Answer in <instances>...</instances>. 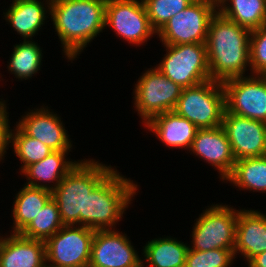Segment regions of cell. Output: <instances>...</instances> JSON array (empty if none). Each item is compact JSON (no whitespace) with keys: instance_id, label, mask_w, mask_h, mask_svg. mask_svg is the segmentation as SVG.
I'll return each instance as SVG.
<instances>
[{"instance_id":"obj_1","label":"cell","mask_w":266,"mask_h":267,"mask_svg":"<svg viewBox=\"0 0 266 267\" xmlns=\"http://www.w3.org/2000/svg\"><path fill=\"white\" fill-rule=\"evenodd\" d=\"M64 55L74 60L105 29L107 0H46Z\"/></svg>"},{"instance_id":"obj_2","label":"cell","mask_w":266,"mask_h":267,"mask_svg":"<svg viewBox=\"0 0 266 267\" xmlns=\"http://www.w3.org/2000/svg\"><path fill=\"white\" fill-rule=\"evenodd\" d=\"M251 31L217 11L211 18L206 41L210 78L224 80L244 76L250 66ZM249 64V65H248Z\"/></svg>"},{"instance_id":"obj_3","label":"cell","mask_w":266,"mask_h":267,"mask_svg":"<svg viewBox=\"0 0 266 267\" xmlns=\"http://www.w3.org/2000/svg\"><path fill=\"white\" fill-rule=\"evenodd\" d=\"M138 185L113 169L87 195L85 214H80V226L93 230H107L115 227L131 204Z\"/></svg>"},{"instance_id":"obj_4","label":"cell","mask_w":266,"mask_h":267,"mask_svg":"<svg viewBox=\"0 0 266 267\" xmlns=\"http://www.w3.org/2000/svg\"><path fill=\"white\" fill-rule=\"evenodd\" d=\"M91 160H81L52 190L64 225H80V214H85L86 197L113 170L112 166Z\"/></svg>"},{"instance_id":"obj_5","label":"cell","mask_w":266,"mask_h":267,"mask_svg":"<svg viewBox=\"0 0 266 267\" xmlns=\"http://www.w3.org/2000/svg\"><path fill=\"white\" fill-rule=\"evenodd\" d=\"M174 111L198 129L221 126L225 111L222 82L211 79L193 87L183 88Z\"/></svg>"},{"instance_id":"obj_6","label":"cell","mask_w":266,"mask_h":267,"mask_svg":"<svg viewBox=\"0 0 266 267\" xmlns=\"http://www.w3.org/2000/svg\"><path fill=\"white\" fill-rule=\"evenodd\" d=\"M164 47L166 55L156 67L169 80L183 88L211 80L206 43L164 45Z\"/></svg>"},{"instance_id":"obj_7","label":"cell","mask_w":266,"mask_h":267,"mask_svg":"<svg viewBox=\"0 0 266 267\" xmlns=\"http://www.w3.org/2000/svg\"><path fill=\"white\" fill-rule=\"evenodd\" d=\"M217 4L209 0H194L178 12L157 32L164 45L206 43L208 28Z\"/></svg>"},{"instance_id":"obj_8","label":"cell","mask_w":266,"mask_h":267,"mask_svg":"<svg viewBox=\"0 0 266 267\" xmlns=\"http://www.w3.org/2000/svg\"><path fill=\"white\" fill-rule=\"evenodd\" d=\"M238 210L228 205H211L197 218L192 231L191 250L208 251L232 249L234 251Z\"/></svg>"},{"instance_id":"obj_9","label":"cell","mask_w":266,"mask_h":267,"mask_svg":"<svg viewBox=\"0 0 266 267\" xmlns=\"http://www.w3.org/2000/svg\"><path fill=\"white\" fill-rule=\"evenodd\" d=\"M135 85V109L145 124L156 115L174 111L183 89L156 66L143 73Z\"/></svg>"},{"instance_id":"obj_10","label":"cell","mask_w":266,"mask_h":267,"mask_svg":"<svg viewBox=\"0 0 266 267\" xmlns=\"http://www.w3.org/2000/svg\"><path fill=\"white\" fill-rule=\"evenodd\" d=\"M94 234L85 226L64 225L45 241L46 262L55 267H88Z\"/></svg>"},{"instance_id":"obj_11","label":"cell","mask_w":266,"mask_h":267,"mask_svg":"<svg viewBox=\"0 0 266 267\" xmlns=\"http://www.w3.org/2000/svg\"><path fill=\"white\" fill-rule=\"evenodd\" d=\"M222 85L225 111L266 123V75L233 77Z\"/></svg>"},{"instance_id":"obj_12","label":"cell","mask_w":266,"mask_h":267,"mask_svg":"<svg viewBox=\"0 0 266 267\" xmlns=\"http://www.w3.org/2000/svg\"><path fill=\"white\" fill-rule=\"evenodd\" d=\"M140 1L107 0L105 8V27L110 26L117 36L138 46L157 33Z\"/></svg>"},{"instance_id":"obj_13","label":"cell","mask_w":266,"mask_h":267,"mask_svg":"<svg viewBox=\"0 0 266 267\" xmlns=\"http://www.w3.org/2000/svg\"><path fill=\"white\" fill-rule=\"evenodd\" d=\"M231 144L234 158L266 156V123L224 111L221 125Z\"/></svg>"},{"instance_id":"obj_14","label":"cell","mask_w":266,"mask_h":267,"mask_svg":"<svg viewBox=\"0 0 266 267\" xmlns=\"http://www.w3.org/2000/svg\"><path fill=\"white\" fill-rule=\"evenodd\" d=\"M137 253L126 234L114 228L95 230L88 267H142Z\"/></svg>"},{"instance_id":"obj_15","label":"cell","mask_w":266,"mask_h":267,"mask_svg":"<svg viewBox=\"0 0 266 267\" xmlns=\"http://www.w3.org/2000/svg\"><path fill=\"white\" fill-rule=\"evenodd\" d=\"M189 151L217 168L222 181L233 171L236 159L222 126L198 129Z\"/></svg>"},{"instance_id":"obj_16","label":"cell","mask_w":266,"mask_h":267,"mask_svg":"<svg viewBox=\"0 0 266 267\" xmlns=\"http://www.w3.org/2000/svg\"><path fill=\"white\" fill-rule=\"evenodd\" d=\"M34 110L23 116L17 126L26 135L39 140L53 151H71L69 135L57 113L50 112L48 107Z\"/></svg>"},{"instance_id":"obj_17","label":"cell","mask_w":266,"mask_h":267,"mask_svg":"<svg viewBox=\"0 0 266 267\" xmlns=\"http://www.w3.org/2000/svg\"><path fill=\"white\" fill-rule=\"evenodd\" d=\"M266 251V215L257 210H238L234 255L241 253L249 263Z\"/></svg>"},{"instance_id":"obj_18","label":"cell","mask_w":266,"mask_h":267,"mask_svg":"<svg viewBox=\"0 0 266 267\" xmlns=\"http://www.w3.org/2000/svg\"><path fill=\"white\" fill-rule=\"evenodd\" d=\"M45 263L44 241L13 233L0 236V267H43Z\"/></svg>"},{"instance_id":"obj_19","label":"cell","mask_w":266,"mask_h":267,"mask_svg":"<svg viewBox=\"0 0 266 267\" xmlns=\"http://www.w3.org/2000/svg\"><path fill=\"white\" fill-rule=\"evenodd\" d=\"M145 127L155 133L169 148L190 149L198 128L175 111H167L151 118Z\"/></svg>"},{"instance_id":"obj_20","label":"cell","mask_w":266,"mask_h":267,"mask_svg":"<svg viewBox=\"0 0 266 267\" xmlns=\"http://www.w3.org/2000/svg\"><path fill=\"white\" fill-rule=\"evenodd\" d=\"M66 154L68 155V151H53L43 160L29 165L22 172L27 177V181L29 180L28 183L26 182V185L44 188L50 191L55 189L65 175L79 162V160L67 161L68 159L65 158ZM50 182L55 183L49 185Z\"/></svg>"},{"instance_id":"obj_21","label":"cell","mask_w":266,"mask_h":267,"mask_svg":"<svg viewBox=\"0 0 266 267\" xmlns=\"http://www.w3.org/2000/svg\"><path fill=\"white\" fill-rule=\"evenodd\" d=\"M46 9L41 0H13L4 17L24 40L32 39L46 20Z\"/></svg>"},{"instance_id":"obj_22","label":"cell","mask_w":266,"mask_h":267,"mask_svg":"<svg viewBox=\"0 0 266 267\" xmlns=\"http://www.w3.org/2000/svg\"><path fill=\"white\" fill-rule=\"evenodd\" d=\"M52 198V191L24 185L15 196L13 214V234H20Z\"/></svg>"},{"instance_id":"obj_23","label":"cell","mask_w":266,"mask_h":267,"mask_svg":"<svg viewBox=\"0 0 266 267\" xmlns=\"http://www.w3.org/2000/svg\"><path fill=\"white\" fill-rule=\"evenodd\" d=\"M144 260L150 267H185L189 246L173 238H155L143 247Z\"/></svg>"},{"instance_id":"obj_24","label":"cell","mask_w":266,"mask_h":267,"mask_svg":"<svg viewBox=\"0 0 266 267\" xmlns=\"http://www.w3.org/2000/svg\"><path fill=\"white\" fill-rule=\"evenodd\" d=\"M217 11L250 31L266 23V0H221Z\"/></svg>"},{"instance_id":"obj_25","label":"cell","mask_w":266,"mask_h":267,"mask_svg":"<svg viewBox=\"0 0 266 267\" xmlns=\"http://www.w3.org/2000/svg\"><path fill=\"white\" fill-rule=\"evenodd\" d=\"M225 180L240 189L265 193L266 156L237 160L232 173Z\"/></svg>"},{"instance_id":"obj_26","label":"cell","mask_w":266,"mask_h":267,"mask_svg":"<svg viewBox=\"0 0 266 267\" xmlns=\"http://www.w3.org/2000/svg\"><path fill=\"white\" fill-rule=\"evenodd\" d=\"M11 53L8 69L18 79H29L40 70L42 64V50L37 42L24 40L16 44Z\"/></svg>"},{"instance_id":"obj_27","label":"cell","mask_w":266,"mask_h":267,"mask_svg":"<svg viewBox=\"0 0 266 267\" xmlns=\"http://www.w3.org/2000/svg\"><path fill=\"white\" fill-rule=\"evenodd\" d=\"M63 226L58 205L51 198L20 235L45 242Z\"/></svg>"},{"instance_id":"obj_28","label":"cell","mask_w":266,"mask_h":267,"mask_svg":"<svg viewBox=\"0 0 266 267\" xmlns=\"http://www.w3.org/2000/svg\"><path fill=\"white\" fill-rule=\"evenodd\" d=\"M10 143L13 145L14 153L23 163L21 165V173L29 165L43 160L53 152L39 140L26 135L17 125L15 130H10Z\"/></svg>"},{"instance_id":"obj_29","label":"cell","mask_w":266,"mask_h":267,"mask_svg":"<svg viewBox=\"0 0 266 267\" xmlns=\"http://www.w3.org/2000/svg\"><path fill=\"white\" fill-rule=\"evenodd\" d=\"M153 29L158 32L174 15L194 0H142Z\"/></svg>"},{"instance_id":"obj_30","label":"cell","mask_w":266,"mask_h":267,"mask_svg":"<svg viewBox=\"0 0 266 267\" xmlns=\"http://www.w3.org/2000/svg\"><path fill=\"white\" fill-rule=\"evenodd\" d=\"M236 258L232 249L196 251L188 249L185 267H230Z\"/></svg>"},{"instance_id":"obj_31","label":"cell","mask_w":266,"mask_h":267,"mask_svg":"<svg viewBox=\"0 0 266 267\" xmlns=\"http://www.w3.org/2000/svg\"><path fill=\"white\" fill-rule=\"evenodd\" d=\"M249 54L251 74L266 75V23L251 31Z\"/></svg>"},{"instance_id":"obj_32","label":"cell","mask_w":266,"mask_h":267,"mask_svg":"<svg viewBox=\"0 0 266 267\" xmlns=\"http://www.w3.org/2000/svg\"><path fill=\"white\" fill-rule=\"evenodd\" d=\"M5 100L0 101V160L3 159L10 144L9 116H7Z\"/></svg>"},{"instance_id":"obj_33","label":"cell","mask_w":266,"mask_h":267,"mask_svg":"<svg viewBox=\"0 0 266 267\" xmlns=\"http://www.w3.org/2000/svg\"><path fill=\"white\" fill-rule=\"evenodd\" d=\"M248 264V267H266V251L254 257Z\"/></svg>"},{"instance_id":"obj_34","label":"cell","mask_w":266,"mask_h":267,"mask_svg":"<svg viewBox=\"0 0 266 267\" xmlns=\"http://www.w3.org/2000/svg\"><path fill=\"white\" fill-rule=\"evenodd\" d=\"M209 1H212V2H214L215 4L218 5V4L220 3L221 0H209Z\"/></svg>"},{"instance_id":"obj_35","label":"cell","mask_w":266,"mask_h":267,"mask_svg":"<svg viewBox=\"0 0 266 267\" xmlns=\"http://www.w3.org/2000/svg\"><path fill=\"white\" fill-rule=\"evenodd\" d=\"M46 263L43 265V267H55V266H52V265L48 264V262H46Z\"/></svg>"}]
</instances>
